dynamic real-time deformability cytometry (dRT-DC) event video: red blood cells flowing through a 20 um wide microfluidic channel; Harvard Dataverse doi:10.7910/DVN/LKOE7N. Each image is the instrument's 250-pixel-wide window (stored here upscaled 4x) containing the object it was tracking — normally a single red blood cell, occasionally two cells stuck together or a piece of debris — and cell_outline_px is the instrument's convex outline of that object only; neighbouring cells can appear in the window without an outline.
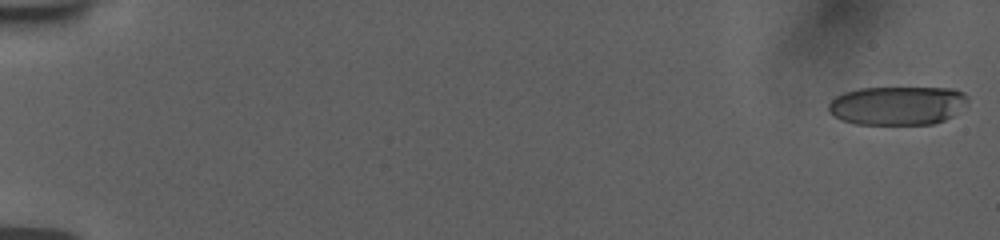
{"species": "human", "species_latin": "Homo sapiens", "temperature_condition": "room temperature", "stored_images_in_passage": 56, "camera_frame_rate_fps": 3000, "um_per_image_px": 0.085, "donor": {"sex": "female"}, "frame": {"image": 1, "passage_image": 1, "time_ms": 0.0, "image_size_px": [1000, 240], "cell_outline_px": [[968, 100], [952, 116], [944, 120], [932, 124], [856, 124], [840, 120], [828, 112], [828, 104], [836, 96], [844, 92], [860, 88], [952, 88], [964, 92], [968, 96]], "centroid_in_image_um": [76.25, 8.97], "position_along_channel_um": 8.7, "area_um2": 31.5}}
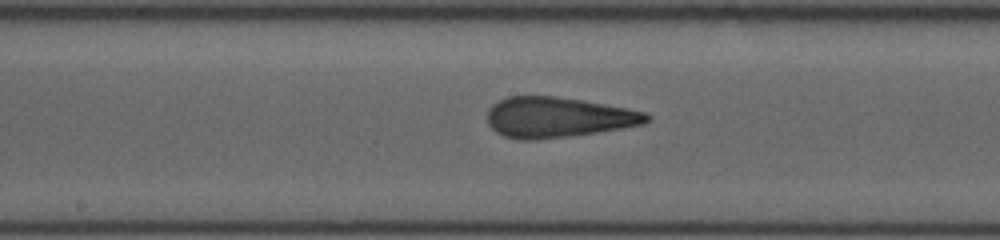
{"frame": {"image": 2, "passage_image": 31, "time_ms": 10.0, "image_size_px": [1000, 240], "cell_outline_px": [[652, 120], [644, 124], [596, 132], [568, 136], [536, 140], [520, 140], [504, 136], [496, 132], [488, 124], [488, 112], [492, 104], [508, 96], [552, 96], [580, 100], [628, 108], [648, 112], [652, 116]], "centroid_in_image_um": [47.45, 9.97], "position_along_channel_um": 200.8, "area_um2": 37.45}}
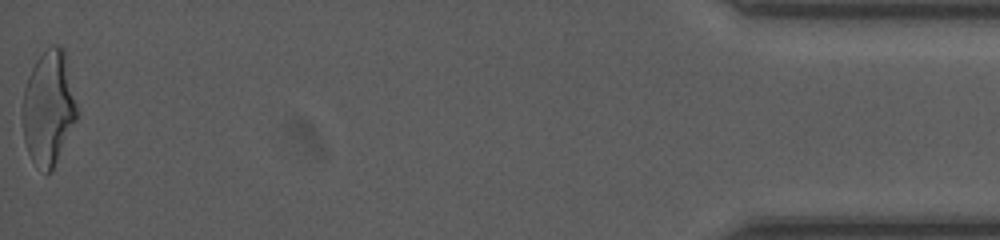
{"frame": {"image": 3, "passage_image": 56, "time_ms": 18.333, "image_size_px": [1000, 240], "cell_outline_px": [[76, 120], [52, 172], [48, 172], [32, 160], [28, 152], [24, 140], [24, 88], [28, 76], [36, 60], [52, 44], [60, 44], [64, 48], [76, 108]], "centroid_in_image_um": [4.13, 9.15], "position_along_channel_um": 431.1, "area_um2": 35.26}, "authors_computed_cell_mechanics": {"area_um2": 36.2984, "velocity_mm_per_s": 3.7816, "shape_relaxation_time_tau1_ms": 5.0392, "shape_relaxation_time_tau2_ms": 1.4159, "deformation_change_tau1": 0.2168, "deformation_change_tau2": 0.121}}